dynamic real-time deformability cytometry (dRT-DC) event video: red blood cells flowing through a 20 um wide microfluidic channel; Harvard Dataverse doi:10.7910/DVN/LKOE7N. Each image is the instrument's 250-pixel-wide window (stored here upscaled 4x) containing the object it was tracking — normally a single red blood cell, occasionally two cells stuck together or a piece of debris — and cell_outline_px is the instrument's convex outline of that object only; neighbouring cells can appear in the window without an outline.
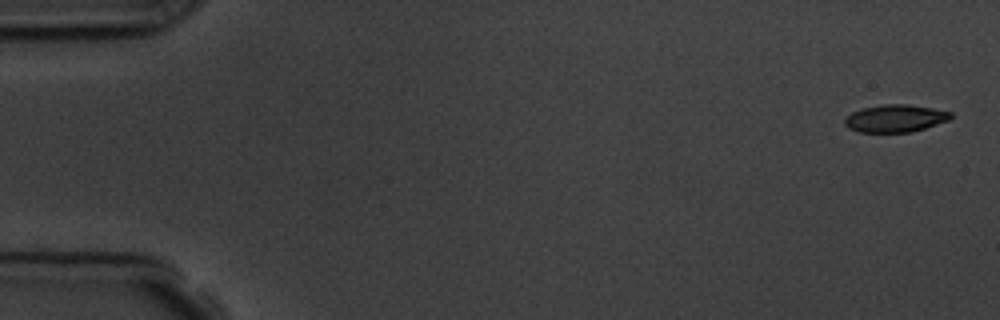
{"species": "common noctule bat (a hibernating species)", "species_latin": "Nyctalus noctula", "temperature_condition": "room temperature", "stored_images_in_passage": 6, "camera_frame_rate_fps": 3000, "um_per_image_px": 0.085, "animal": {"sex": "male", "body_mass_g": 19.5, "forearm_length_mm": 54.6}, "frame": {"image": 1, "passage_image": 1, "time_ms": 0.0, "image_size_px": [1000, 320], "cell_outline_px": [[952, 116], [948, 120], [912, 132], [860, 132], [848, 128], [844, 124], [844, 120], [852, 112], [864, 108], [884, 104], [908, 104], [932, 108], [952, 112]], "centroid_in_image_um": [76.09, 10.06], "position_along_channel_um": 8.9, "area_um2": 16.82}}
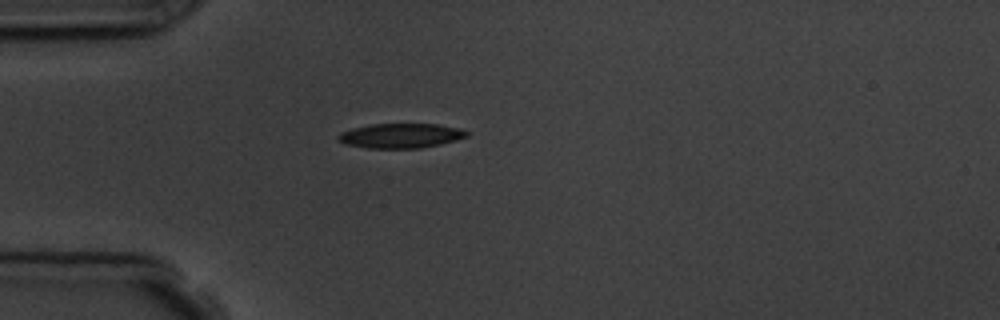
{"frame": {"image": 2, "passage_image": 5, "time_ms": 4.667, "image_size_px": [1000, 320], "cell_outline_px": [[468, 136], [456, 140], [440, 144], [420, 148], [368, 148], [344, 144], [336, 136], [340, 132], [352, 128], [372, 124], [436, 124], [460, 128], [468, 132]], "centroid_in_image_um": [34.05, 11.53], "position_along_channel_um": 51.0, "area_um2": 18.44}}